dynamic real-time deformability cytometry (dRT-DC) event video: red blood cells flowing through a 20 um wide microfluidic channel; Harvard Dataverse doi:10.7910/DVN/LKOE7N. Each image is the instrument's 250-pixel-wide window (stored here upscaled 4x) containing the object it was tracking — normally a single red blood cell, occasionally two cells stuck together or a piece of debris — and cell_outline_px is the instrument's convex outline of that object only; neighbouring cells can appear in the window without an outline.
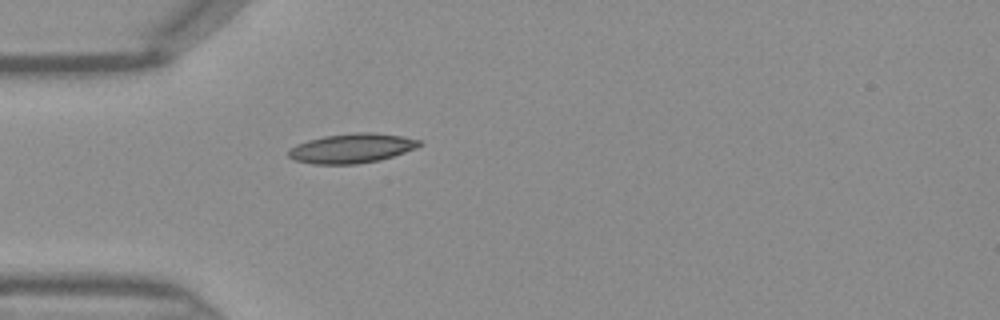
{"species": "Egyptian fruit bat (a non-hibernating species)", "species_latin": "Rousettus aegyptiacus", "temperature_condition": "warm", "stored_images_in_passage": 33, "camera_frame_rate_fps": 3000, "um_per_image_px": 0.085, "frame": {"image": 1, "passage_image": 1, "time_ms": 0.0, "image_size_px": [1000, 320], "cell_outline_px": [[420, 144], [416, 148], [380, 160], [356, 164], [312, 164], [296, 160], [288, 156], [288, 148], [296, 144], [308, 140], [324, 136], [356, 132], [372, 132], [400, 136], [420, 140]], "centroid_in_image_um": [29.85, 12.6], "position_along_channel_um": 55.1, "area_um2": 22.37}}
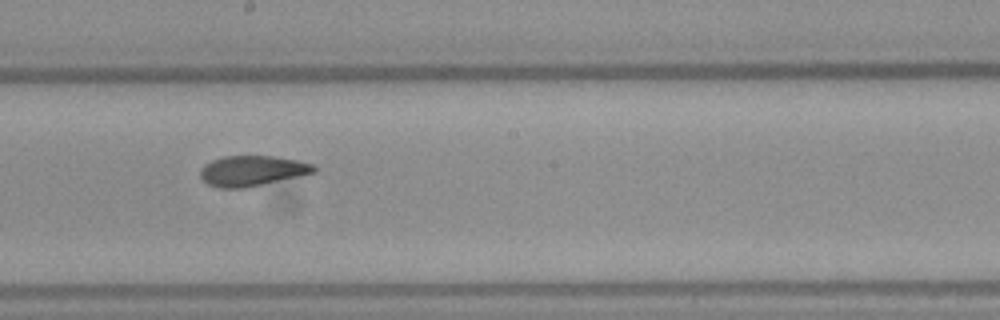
{"frame": {"image": 2, "passage_image": 13, "time_ms": 4.0, "image_size_px": [1000, 320], "cell_outline_px": [[316, 172], [244, 188], [220, 188], [208, 184], [200, 176], [200, 168], [204, 164], [212, 160], [224, 156], [276, 156], [300, 160], [312, 164], [316, 168]], "centroid_in_image_um": [21.42, 14.5], "position_along_channel_um": 226.8, "area_um2": 20.06}}
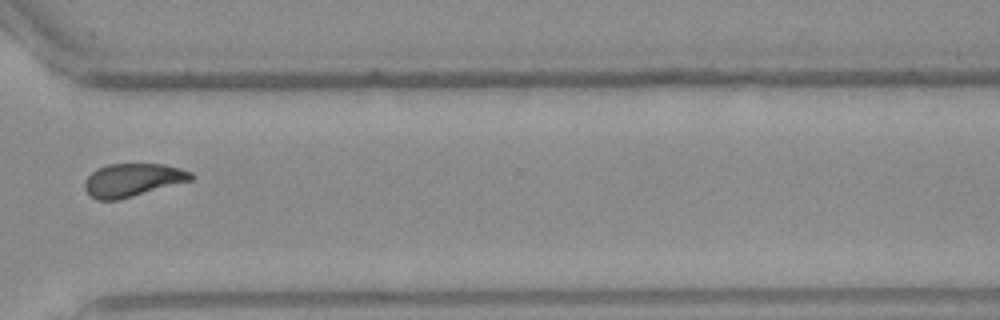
{"frame": {"image": 3, "passage_image": 22, "time_ms": 7.0, "image_size_px": [1000, 320], "cell_outline_px": [[196, 176], [192, 180], [120, 200], [96, 200], [84, 188], [84, 180], [96, 168], [108, 164], [164, 164], [180, 168], [192, 172]], "centroid_in_image_um": [11.29, 15.3], "position_along_channel_um": 359.3, "area_um2": 20.69}}